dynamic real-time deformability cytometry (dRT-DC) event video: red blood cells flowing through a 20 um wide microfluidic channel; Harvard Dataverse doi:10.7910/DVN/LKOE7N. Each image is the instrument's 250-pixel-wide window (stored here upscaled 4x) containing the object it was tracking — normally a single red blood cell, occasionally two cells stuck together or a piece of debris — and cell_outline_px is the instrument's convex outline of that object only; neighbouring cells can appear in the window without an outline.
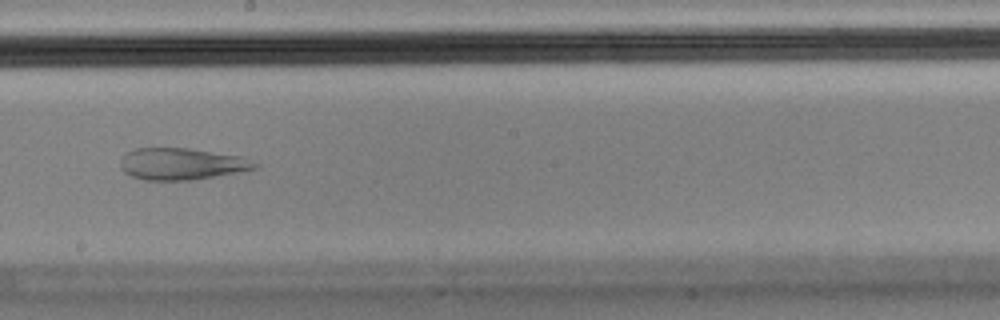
{"species": "Egyptian fruit bat (a non-hibernating species)", "species_latin": "Rousettus aegyptiacus", "temperature_condition": "cold", "stored_images_in_passage": 11, "camera_frame_rate_fps": 3000, "um_per_image_px": 0.085, "animal": {"sex": "male"}, "frame": {"image": 1, "passage_image": 7, "time_ms": 2.0, "image_size_px": [1000, 320], "cell_outline_px": [[260, 164], [256, 168], [236, 172], [192, 180], [144, 180], [132, 176], [124, 172], [120, 168], [120, 160], [128, 152], [136, 148], [188, 148], [240, 156]], "centroid_in_image_um": [15.4, 13.93], "position_along_channel_um": 232.8, "area_um2": 24.62}}